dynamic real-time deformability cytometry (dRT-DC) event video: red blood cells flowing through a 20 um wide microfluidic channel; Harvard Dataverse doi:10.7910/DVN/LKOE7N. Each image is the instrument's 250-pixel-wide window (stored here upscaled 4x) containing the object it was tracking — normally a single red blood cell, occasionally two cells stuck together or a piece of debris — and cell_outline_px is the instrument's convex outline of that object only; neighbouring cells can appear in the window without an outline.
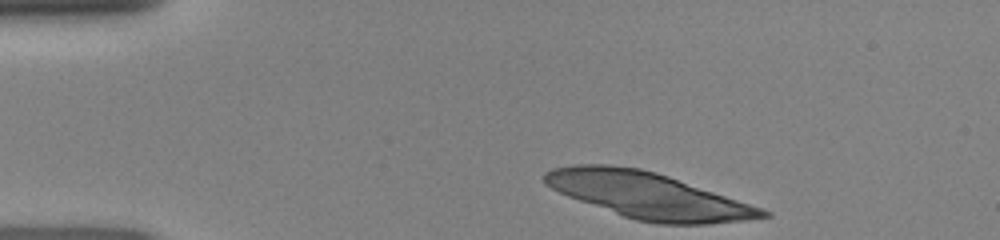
{"species": "human", "species_latin": "Homo sapiens", "temperature_condition": "room temperature", "stored_images_in_passage": 33, "camera_frame_rate_fps": 3000, "um_per_image_px": 0.085, "donor": {"sex": "female"}, "frame": {"image": 1, "passage_image": 1, "time_ms": 0.0, "image_size_px": [1000, 240], "cell_outline_px": [[772, 216], [744, 220], [708, 224], [656, 224], [636, 220], [624, 216], [568, 196], [544, 184], [544, 172], [552, 168], [572, 164], [608, 164], [640, 168], [656, 172], [668, 176], [772, 212]], "centroid_in_image_um": [55.05, 16.6], "position_along_channel_um": 29.9, "area_um2": 57.92}}
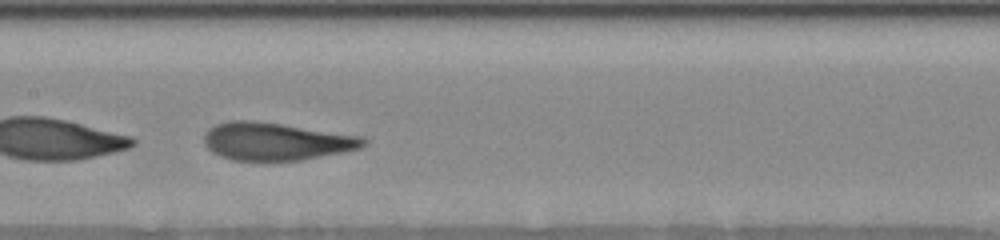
{"frame": {"image": 2, "passage_image": 17, "time_ms": 5.333, "image_size_px": [1000, 240], "cell_outline_px": [[368, 144], [360, 148], [300, 160], [232, 160], [220, 156], [212, 152], [204, 144], [204, 132], [208, 128], [216, 124], [228, 120], [248, 120], [280, 124], [364, 136], [368, 140]], "centroid_in_image_um": [23.44, 12.01], "position_along_channel_um": 184.0, "area_um2": 34.91}}
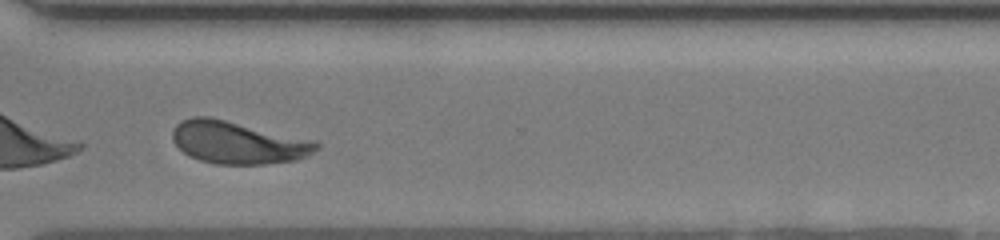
{"frame": {"image": 3, "passage_image": 29, "time_ms": 9.333, "image_size_px": [1000, 240], "cell_outline_px": [[320, 148], [308, 156], [296, 160], [264, 164], [216, 164], [200, 160], [188, 156], [172, 140], [172, 128], [180, 120], [192, 116], [208, 116], [316, 140], [320, 144]], "centroid_in_image_um": [20.23, 12.11], "position_along_channel_um": 350.4, "area_um2": 35.95}}